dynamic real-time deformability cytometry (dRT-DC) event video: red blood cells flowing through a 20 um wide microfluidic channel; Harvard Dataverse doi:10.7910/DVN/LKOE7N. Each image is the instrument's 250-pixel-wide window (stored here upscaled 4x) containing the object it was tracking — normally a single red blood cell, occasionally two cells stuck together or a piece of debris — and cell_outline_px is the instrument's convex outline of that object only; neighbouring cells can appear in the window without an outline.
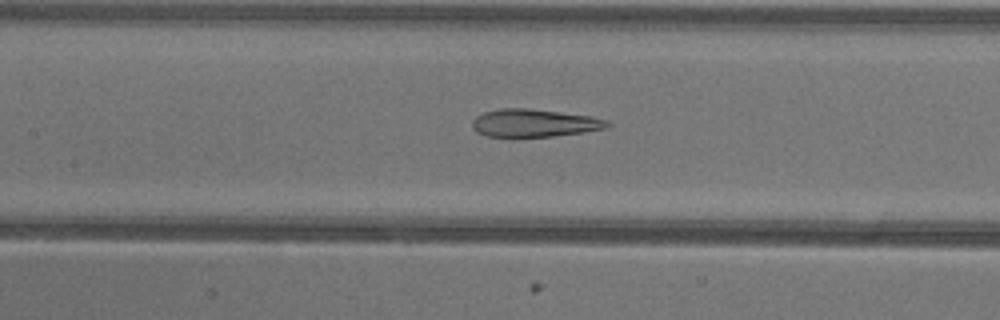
{"species": "common noctule bat (a hibernating species)", "species_latin": "Nyctalus noctula", "temperature_condition": "warm", "stored_images_in_passage": 30, "camera_frame_rate_fps": 3000, "um_per_image_px": 0.085, "animal": {"sex": "female"}, "frame": {"image": 1, "passage_image": 12, "time_ms": 3.667, "image_size_px": [1000, 320], "cell_outline_px": [[612, 124], [608, 128], [584, 132], [552, 136], [516, 140], [488, 136], [476, 132], [472, 128], [472, 120], [476, 116], [484, 112], [500, 108], [528, 108], [560, 112], [588, 116], [608, 120]], "centroid_in_image_um": [45.36, 10.5], "position_along_channel_um": 162.0, "area_um2": 22.72}}
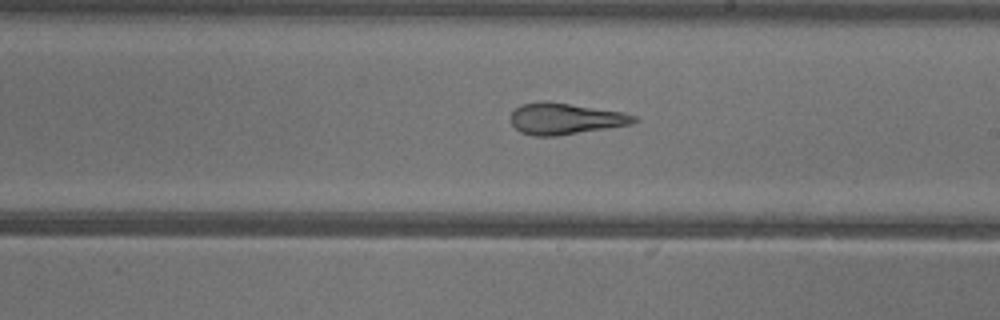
{"frame": {"image": 2, "passage_image": 18, "time_ms": 5.667, "image_size_px": [1000, 320], "cell_outline_px": [[636, 120], [632, 124], [608, 128], [556, 136], [532, 136], [520, 132], [512, 124], [508, 116], [520, 104], [544, 100], [548, 100], [624, 112], [636, 116]], "centroid_in_image_um": [48.0, 10.08], "position_along_channel_um": 241.0, "area_um2": 22.83}}
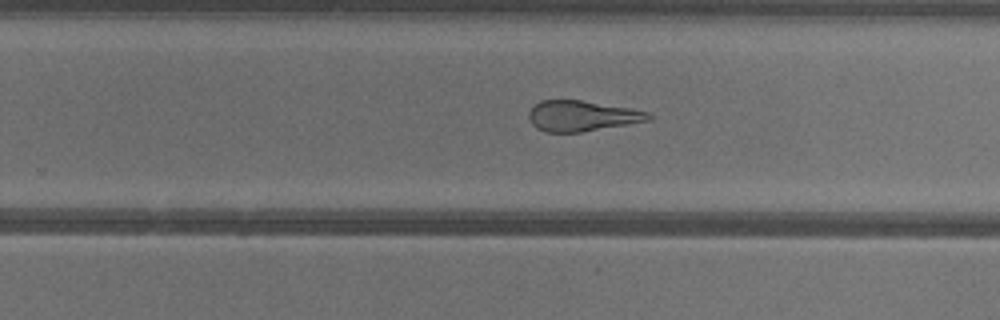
{"frame": {"image": 3, "passage_image": 21, "time_ms": 6.667, "image_size_px": [1000, 320], "cell_outline_px": [[652, 120], [580, 132], [544, 132], [536, 128], [528, 120], [528, 112], [540, 100], [580, 100], [632, 108], [648, 112], [652, 116]], "centroid_in_image_um": [49.45, 9.85], "position_along_channel_um": 280.3, "area_um2": 21.39}}